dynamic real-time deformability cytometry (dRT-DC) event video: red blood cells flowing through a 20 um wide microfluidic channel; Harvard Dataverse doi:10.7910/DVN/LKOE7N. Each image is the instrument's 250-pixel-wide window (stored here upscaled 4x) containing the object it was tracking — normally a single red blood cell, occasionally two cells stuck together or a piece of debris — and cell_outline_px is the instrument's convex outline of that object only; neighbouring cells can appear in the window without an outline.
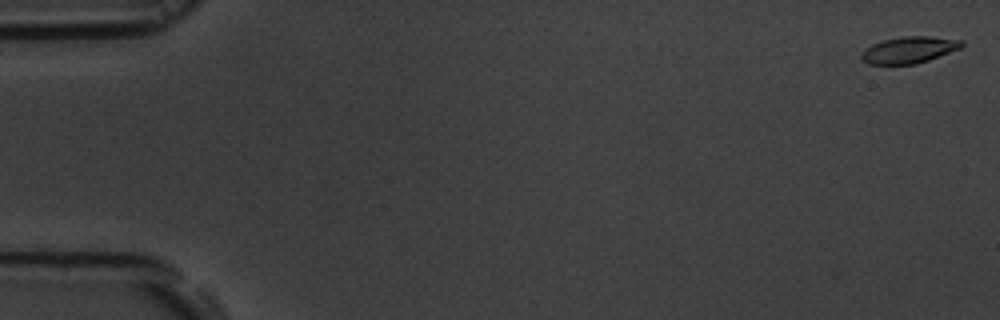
{"species": "common noctule bat (a hibernating species)", "species_latin": "Nyctalus noctula", "temperature_condition": "room temperature", "stored_images_in_passage": 5, "camera_frame_rate_fps": 3000, "um_per_image_px": 0.085, "animal": {"sex": "male", "body_mass_g": 19.5, "forearm_length_mm": 54.6}, "frame": {"image": 1, "passage_image": 1, "time_ms": 0.0, "image_size_px": [1000, 320], "cell_outline_px": [[964, 44], [960, 48], [928, 60], [916, 64], [868, 64], [860, 60], [860, 52], [872, 44], [884, 40], [904, 36], [928, 36], [964, 40]], "centroid_in_image_um": [77.24, 4.24], "position_along_channel_um": 7.8, "area_um2": 15.55}}
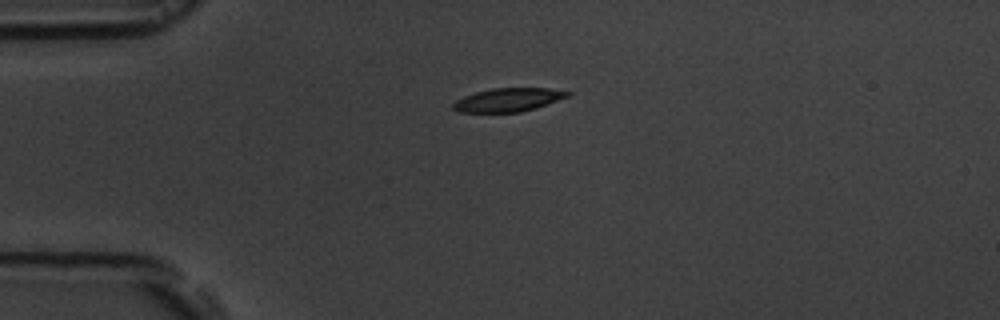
{"frame": {"image": 2, "passage_image": 4, "time_ms": 4.333, "image_size_px": [1000, 320], "cell_outline_px": [[572, 96], [536, 108], [520, 112], [456, 112], [452, 108], [452, 104], [456, 100], [464, 96], [476, 92], [492, 88], [548, 88], [572, 92]], "centroid_in_image_um": [43.23, 8.48], "position_along_channel_um": 41.8, "area_um2": 15.84}}